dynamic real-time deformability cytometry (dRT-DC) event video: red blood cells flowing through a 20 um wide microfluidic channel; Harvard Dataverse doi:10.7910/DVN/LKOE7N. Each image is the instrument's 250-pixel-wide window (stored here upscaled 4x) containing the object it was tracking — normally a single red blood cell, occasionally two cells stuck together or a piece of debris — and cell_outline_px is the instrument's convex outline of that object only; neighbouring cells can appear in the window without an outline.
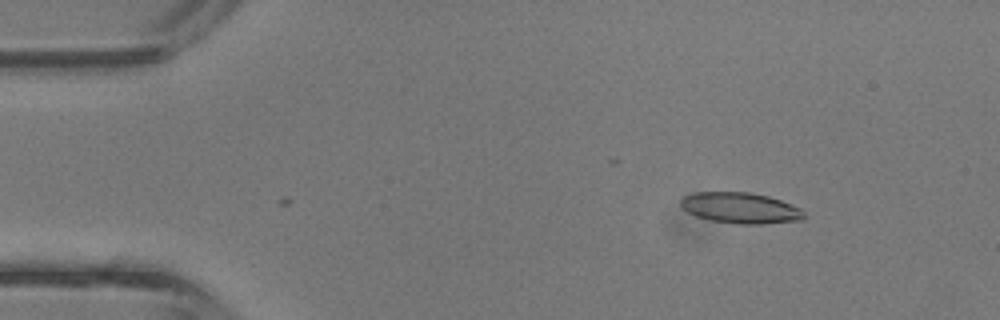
{"species": "common noctule bat (a hibernating species)", "species_latin": "Nyctalus noctula", "temperature_condition": "room temperature", "stored_images_in_passage": 5, "camera_frame_rate_fps": 3000, "um_per_image_px": 0.085, "animal": {"sex": "male", "body_mass_g": 13.3}, "frame": {"image": 1, "passage_image": 1, "time_ms": 0.0, "image_size_px": [1000, 320], "cell_outline_px": [[804, 220], [764, 224], [740, 224], [712, 220], [696, 216], [680, 208], [680, 200], [684, 196], [696, 192], [748, 192], [768, 196], [780, 200], [800, 208], [804, 212]], "centroid_in_image_um": [62.93, 17.68], "position_along_channel_um": 22.1, "area_um2": 22.2}}